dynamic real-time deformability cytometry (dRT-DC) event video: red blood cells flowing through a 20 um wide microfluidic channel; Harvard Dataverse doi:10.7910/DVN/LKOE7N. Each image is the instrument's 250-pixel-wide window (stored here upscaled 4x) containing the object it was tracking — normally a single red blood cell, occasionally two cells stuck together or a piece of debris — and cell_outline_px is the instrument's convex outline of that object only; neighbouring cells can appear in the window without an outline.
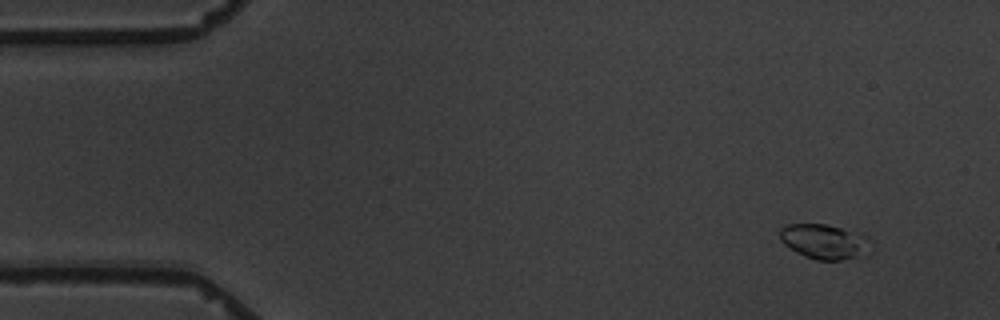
{"species": "common noctule bat (a hibernating species)", "species_latin": "Nyctalus noctula", "temperature_condition": "warm", "stored_images_in_passage": 5, "camera_frame_rate_fps": 3000, "um_per_image_px": 0.085, "animal": {"sex": "male", "body_mass_g": 19.5, "forearm_length_mm": 54.6}, "frame": {"image": 1, "passage_image": 1, "time_ms": 0.0, "image_size_px": [1000, 320], "cell_outline_px": [[876, 248], [868, 256], [840, 260], [816, 260], [804, 256], [796, 252], [784, 244], [780, 240], [780, 228], [788, 224], [824, 224], [860, 232], [868, 236], [872, 240]], "centroid_in_image_um": [70.22, 20.55], "position_along_channel_um": 14.8, "area_um2": 19.31}}
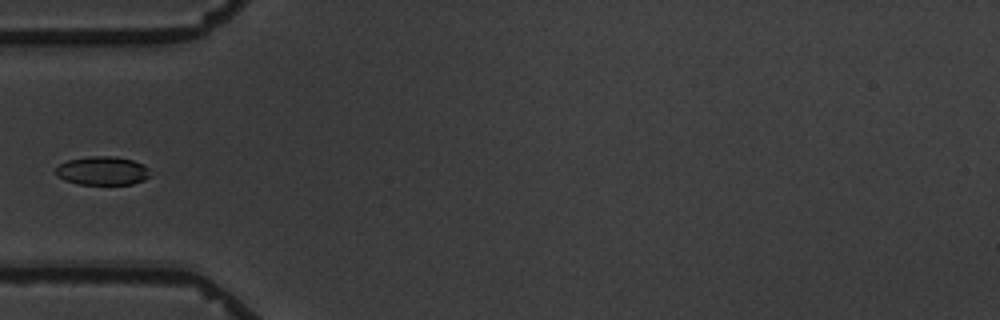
{"frame": {"image": 2, "passage_image": 5, "time_ms": 4.667, "image_size_px": [1000, 320], "cell_outline_px": [[152, 176], [144, 180], [132, 184], [76, 184], [64, 180], [56, 176], [56, 168], [60, 164], [68, 160], [92, 156], [116, 156], [132, 160], [144, 164], [148, 168]], "centroid_in_image_um": [8.73, 14.52], "position_along_channel_um": 76.3, "area_um2": 15.9}}